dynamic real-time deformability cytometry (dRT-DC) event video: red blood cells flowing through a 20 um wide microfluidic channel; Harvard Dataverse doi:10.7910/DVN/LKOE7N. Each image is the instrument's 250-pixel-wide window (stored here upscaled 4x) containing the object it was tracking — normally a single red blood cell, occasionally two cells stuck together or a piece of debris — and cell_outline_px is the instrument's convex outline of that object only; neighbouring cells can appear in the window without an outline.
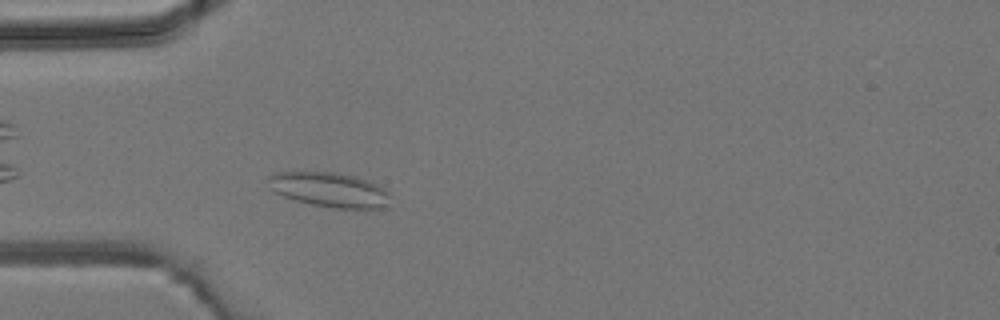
{"species": "common noctule bat (a hibernating species)", "species_latin": "Nyctalus noctula", "temperature_condition": "room temperature", "stored_images_in_passage": 5, "camera_frame_rate_fps": 3000, "um_per_image_px": 0.085, "animal": {"sex": "male", "body_mass_g": 19.2, "forearm_length_mm": 51.8}, "frame": {"image": 1, "passage_image": 5, "time_ms": 4.667, "image_size_px": [1000, 320], "cell_outline_px": [[388, 208], [332, 208], [312, 204], [296, 200], [272, 192], [268, 180], [268, 176], [276, 172], [336, 172], [356, 176], [376, 184], [388, 192]], "centroid_in_image_um": [27.98, 16.12], "position_along_channel_um": 57.0, "area_um2": 24.57}}